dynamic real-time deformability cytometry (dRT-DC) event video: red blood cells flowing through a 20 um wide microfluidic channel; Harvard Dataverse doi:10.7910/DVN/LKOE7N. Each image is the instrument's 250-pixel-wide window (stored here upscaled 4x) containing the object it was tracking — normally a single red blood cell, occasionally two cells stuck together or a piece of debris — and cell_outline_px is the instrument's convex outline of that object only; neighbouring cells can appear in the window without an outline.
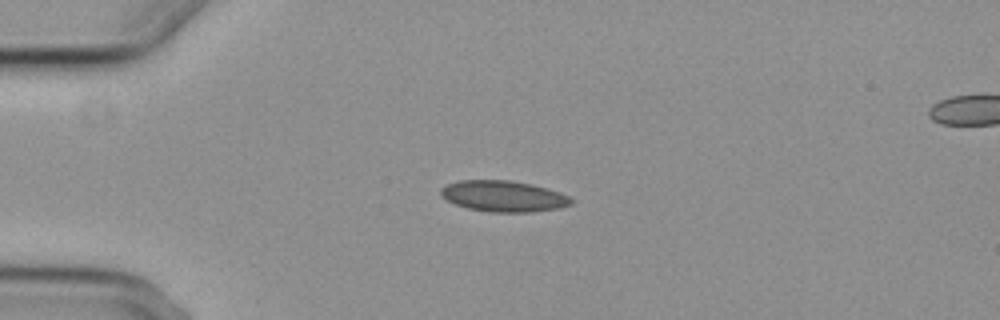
{"species": "common noctule bat (a hibernating species)", "species_latin": "Nyctalus noctula", "temperature_condition": "cold", "stored_images_in_passage": 6, "camera_frame_rate_fps": 3000, "um_per_image_px": 0.085, "animal": {"sex": "female", "body_mass_g": 29.2, "forearm_length_mm": 56.3}, "frame": {"image": 1, "passage_image": 4, "time_ms": 3.333, "image_size_px": [1000, 320], "cell_outline_px": [[572, 204], [560, 208], [532, 212], [488, 212], [468, 208], [456, 204], [440, 196], [440, 188], [448, 184], [460, 180], [512, 180], [532, 184], [560, 192], [568, 196], [572, 200]], "centroid_in_image_um": [42.8, 16.67], "position_along_channel_um": 42.2, "area_um2": 23.64}}
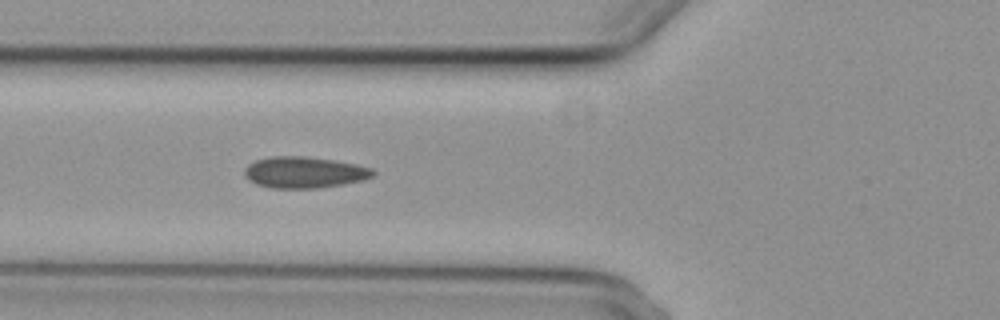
{"frame": {"image": 2, "passage_image": 6, "time_ms": 5.667, "image_size_px": [1000, 320], "cell_outline_px": [[376, 172], [372, 176], [364, 180], [344, 184], [316, 188], [272, 188], [256, 184], [248, 180], [244, 176], [244, 168], [248, 164], [256, 160], [272, 156], [304, 156], [332, 160], [356, 164], [372, 168]], "centroid_in_image_um": [25.85, 14.65], "position_along_channel_um": 100.0, "area_um2": 23.52}}